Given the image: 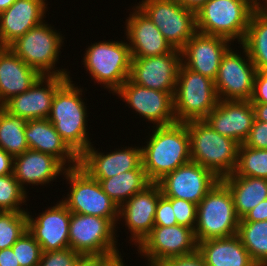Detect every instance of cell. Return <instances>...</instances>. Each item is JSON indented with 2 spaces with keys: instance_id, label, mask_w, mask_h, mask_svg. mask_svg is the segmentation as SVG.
Returning a JSON list of instances; mask_svg holds the SVG:
<instances>
[{
  "instance_id": "47",
  "label": "cell",
  "mask_w": 267,
  "mask_h": 266,
  "mask_svg": "<svg viewBox=\"0 0 267 266\" xmlns=\"http://www.w3.org/2000/svg\"><path fill=\"white\" fill-rule=\"evenodd\" d=\"M0 266H20L12 247L0 250Z\"/></svg>"
},
{
  "instance_id": "37",
  "label": "cell",
  "mask_w": 267,
  "mask_h": 266,
  "mask_svg": "<svg viewBox=\"0 0 267 266\" xmlns=\"http://www.w3.org/2000/svg\"><path fill=\"white\" fill-rule=\"evenodd\" d=\"M20 266H38L42 249L34 237L26 231L12 246Z\"/></svg>"
},
{
  "instance_id": "29",
  "label": "cell",
  "mask_w": 267,
  "mask_h": 266,
  "mask_svg": "<svg viewBox=\"0 0 267 266\" xmlns=\"http://www.w3.org/2000/svg\"><path fill=\"white\" fill-rule=\"evenodd\" d=\"M221 181L232 194L235 213L239 219H242L256 205L267 199V179L226 176Z\"/></svg>"
},
{
  "instance_id": "49",
  "label": "cell",
  "mask_w": 267,
  "mask_h": 266,
  "mask_svg": "<svg viewBox=\"0 0 267 266\" xmlns=\"http://www.w3.org/2000/svg\"><path fill=\"white\" fill-rule=\"evenodd\" d=\"M180 5L193 12H197L209 0H176Z\"/></svg>"
},
{
  "instance_id": "30",
  "label": "cell",
  "mask_w": 267,
  "mask_h": 266,
  "mask_svg": "<svg viewBox=\"0 0 267 266\" xmlns=\"http://www.w3.org/2000/svg\"><path fill=\"white\" fill-rule=\"evenodd\" d=\"M99 181L103 191L120 206L134 194L143 191L149 181L144 168H136L135 170L126 171L114 175L108 179H96Z\"/></svg>"
},
{
  "instance_id": "8",
  "label": "cell",
  "mask_w": 267,
  "mask_h": 266,
  "mask_svg": "<svg viewBox=\"0 0 267 266\" xmlns=\"http://www.w3.org/2000/svg\"><path fill=\"white\" fill-rule=\"evenodd\" d=\"M44 22L31 28L14 41L9 48L41 75L69 76V72L65 68L59 70L54 68L63 45V36Z\"/></svg>"
},
{
  "instance_id": "1",
  "label": "cell",
  "mask_w": 267,
  "mask_h": 266,
  "mask_svg": "<svg viewBox=\"0 0 267 266\" xmlns=\"http://www.w3.org/2000/svg\"><path fill=\"white\" fill-rule=\"evenodd\" d=\"M154 127L146 146L141 148L142 166L151 183H157L191 161L190 137L185 123Z\"/></svg>"
},
{
  "instance_id": "21",
  "label": "cell",
  "mask_w": 267,
  "mask_h": 266,
  "mask_svg": "<svg viewBox=\"0 0 267 266\" xmlns=\"http://www.w3.org/2000/svg\"><path fill=\"white\" fill-rule=\"evenodd\" d=\"M203 120L222 136L241 145L249 136L255 113L250 101L219 100Z\"/></svg>"
},
{
  "instance_id": "7",
  "label": "cell",
  "mask_w": 267,
  "mask_h": 266,
  "mask_svg": "<svg viewBox=\"0 0 267 266\" xmlns=\"http://www.w3.org/2000/svg\"><path fill=\"white\" fill-rule=\"evenodd\" d=\"M86 49L83 58L85 69L95 82L115 93L130 76L132 56L129 44L100 41Z\"/></svg>"
},
{
  "instance_id": "15",
  "label": "cell",
  "mask_w": 267,
  "mask_h": 266,
  "mask_svg": "<svg viewBox=\"0 0 267 266\" xmlns=\"http://www.w3.org/2000/svg\"><path fill=\"white\" fill-rule=\"evenodd\" d=\"M182 64L180 50L161 56L132 58L129 79L142 87L174 94Z\"/></svg>"
},
{
  "instance_id": "17",
  "label": "cell",
  "mask_w": 267,
  "mask_h": 266,
  "mask_svg": "<svg viewBox=\"0 0 267 266\" xmlns=\"http://www.w3.org/2000/svg\"><path fill=\"white\" fill-rule=\"evenodd\" d=\"M69 78L70 76L41 75L28 90L10 98L1 107L11 115L26 120L48 118L55 92Z\"/></svg>"
},
{
  "instance_id": "45",
  "label": "cell",
  "mask_w": 267,
  "mask_h": 266,
  "mask_svg": "<svg viewBox=\"0 0 267 266\" xmlns=\"http://www.w3.org/2000/svg\"><path fill=\"white\" fill-rule=\"evenodd\" d=\"M243 219L245 221L253 222L267 220V199L256 205L243 217Z\"/></svg>"
},
{
  "instance_id": "48",
  "label": "cell",
  "mask_w": 267,
  "mask_h": 266,
  "mask_svg": "<svg viewBox=\"0 0 267 266\" xmlns=\"http://www.w3.org/2000/svg\"><path fill=\"white\" fill-rule=\"evenodd\" d=\"M255 113V120L267 123V103H251Z\"/></svg>"
},
{
  "instance_id": "9",
  "label": "cell",
  "mask_w": 267,
  "mask_h": 266,
  "mask_svg": "<svg viewBox=\"0 0 267 266\" xmlns=\"http://www.w3.org/2000/svg\"><path fill=\"white\" fill-rule=\"evenodd\" d=\"M63 175L69 181L71 189L67 198L61 202L70 212L119 219V206L103 191L99 181L79 165L67 168Z\"/></svg>"
},
{
  "instance_id": "6",
  "label": "cell",
  "mask_w": 267,
  "mask_h": 266,
  "mask_svg": "<svg viewBox=\"0 0 267 266\" xmlns=\"http://www.w3.org/2000/svg\"><path fill=\"white\" fill-rule=\"evenodd\" d=\"M214 81L180 65L173 94L177 122L203 120L218 104Z\"/></svg>"
},
{
  "instance_id": "50",
  "label": "cell",
  "mask_w": 267,
  "mask_h": 266,
  "mask_svg": "<svg viewBox=\"0 0 267 266\" xmlns=\"http://www.w3.org/2000/svg\"><path fill=\"white\" fill-rule=\"evenodd\" d=\"M262 1H265L263 2L265 5H263L260 0H252L253 11L267 15V0Z\"/></svg>"
},
{
  "instance_id": "42",
  "label": "cell",
  "mask_w": 267,
  "mask_h": 266,
  "mask_svg": "<svg viewBox=\"0 0 267 266\" xmlns=\"http://www.w3.org/2000/svg\"><path fill=\"white\" fill-rule=\"evenodd\" d=\"M250 102L267 103V71L256 72Z\"/></svg>"
},
{
  "instance_id": "5",
  "label": "cell",
  "mask_w": 267,
  "mask_h": 266,
  "mask_svg": "<svg viewBox=\"0 0 267 266\" xmlns=\"http://www.w3.org/2000/svg\"><path fill=\"white\" fill-rule=\"evenodd\" d=\"M239 218L228 187L219 180L197 205V242L237 235Z\"/></svg>"
},
{
  "instance_id": "32",
  "label": "cell",
  "mask_w": 267,
  "mask_h": 266,
  "mask_svg": "<svg viewBox=\"0 0 267 266\" xmlns=\"http://www.w3.org/2000/svg\"><path fill=\"white\" fill-rule=\"evenodd\" d=\"M26 122V119L11 115L0 106V149L13 158L29 149L25 137Z\"/></svg>"
},
{
  "instance_id": "13",
  "label": "cell",
  "mask_w": 267,
  "mask_h": 266,
  "mask_svg": "<svg viewBox=\"0 0 267 266\" xmlns=\"http://www.w3.org/2000/svg\"><path fill=\"white\" fill-rule=\"evenodd\" d=\"M242 49L246 59L231 47L222 57L214 81L219 100L250 101L257 70L246 49L243 46Z\"/></svg>"
},
{
  "instance_id": "3",
  "label": "cell",
  "mask_w": 267,
  "mask_h": 266,
  "mask_svg": "<svg viewBox=\"0 0 267 266\" xmlns=\"http://www.w3.org/2000/svg\"><path fill=\"white\" fill-rule=\"evenodd\" d=\"M69 78L56 92L52 100L48 120L67 146L79 157L90 145L87 135V107L82 100V88Z\"/></svg>"
},
{
  "instance_id": "26",
  "label": "cell",
  "mask_w": 267,
  "mask_h": 266,
  "mask_svg": "<svg viewBox=\"0 0 267 266\" xmlns=\"http://www.w3.org/2000/svg\"><path fill=\"white\" fill-rule=\"evenodd\" d=\"M66 170L67 167L54 156L35 150L28 149L14 157L13 174L25 191L23 185L48 184Z\"/></svg>"
},
{
  "instance_id": "14",
  "label": "cell",
  "mask_w": 267,
  "mask_h": 266,
  "mask_svg": "<svg viewBox=\"0 0 267 266\" xmlns=\"http://www.w3.org/2000/svg\"><path fill=\"white\" fill-rule=\"evenodd\" d=\"M207 168L189 161L157 182L167 198H179L197 204L219 181Z\"/></svg>"
},
{
  "instance_id": "34",
  "label": "cell",
  "mask_w": 267,
  "mask_h": 266,
  "mask_svg": "<svg viewBox=\"0 0 267 266\" xmlns=\"http://www.w3.org/2000/svg\"><path fill=\"white\" fill-rule=\"evenodd\" d=\"M229 176H245L267 179V149L239 145L237 166Z\"/></svg>"
},
{
  "instance_id": "35",
  "label": "cell",
  "mask_w": 267,
  "mask_h": 266,
  "mask_svg": "<svg viewBox=\"0 0 267 266\" xmlns=\"http://www.w3.org/2000/svg\"><path fill=\"white\" fill-rule=\"evenodd\" d=\"M27 231V212L0 211V250L11 248Z\"/></svg>"
},
{
  "instance_id": "25",
  "label": "cell",
  "mask_w": 267,
  "mask_h": 266,
  "mask_svg": "<svg viewBox=\"0 0 267 266\" xmlns=\"http://www.w3.org/2000/svg\"><path fill=\"white\" fill-rule=\"evenodd\" d=\"M25 137L29 149L52 155L64 166L68 165L67 168L79 165V157L61 139L48 118L27 120Z\"/></svg>"
},
{
  "instance_id": "19",
  "label": "cell",
  "mask_w": 267,
  "mask_h": 266,
  "mask_svg": "<svg viewBox=\"0 0 267 266\" xmlns=\"http://www.w3.org/2000/svg\"><path fill=\"white\" fill-rule=\"evenodd\" d=\"M39 217L27 212V231L41 246L42 252L70 248L69 224L71 212L61 202L49 207Z\"/></svg>"
},
{
  "instance_id": "20",
  "label": "cell",
  "mask_w": 267,
  "mask_h": 266,
  "mask_svg": "<svg viewBox=\"0 0 267 266\" xmlns=\"http://www.w3.org/2000/svg\"><path fill=\"white\" fill-rule=\"evenodd\" d=\"M161 196L159 185L151 183L119 206L118 218L125 220V225L131 232L130 240L136 246L153 229L156 206Z\"/></svg>"
},
{
  "instance_id": "40",
  "label": "cell",
  "mask_w": 267,
  "mask_h": 266,
  "mask_svg": "<svg viewBox=\"0 0 267 266\" xmlns=\"http://www.w3.org/2000/svg\"><path fill=\"white\" fill-rule=\"evenodd\" d=\"M177 224V219L172 208V198H167L162 195L156 206L154 226H174Z\"/></svg>"
},
{
  "instance_id": "28",
  "label": "cell",
  "mask_w": 267,
  "mask_h": 266,
  "mask_svg": "<svg viewBox=\"0 0 267 266\" xmlns=\"http://www.w3.org/2000/svg\"><path fill=\"white\" fill-rule=\"evenodd\" d=\"M197 251L206 266H258L238 235L198 242Z\"/></svg>"
},
{
  "instance_id": "27",
  "label": "cell",
  "mask_w": 267,
  "mask_h": 266,
  "mask_svg": "<svg viewBox=\"0 0 267 266\" xmlns=\"http://www.w3.org/2000/svg\"><path fill=\"white\" fill-rule=\"evenodd\" d=\"M41 76L9 47H0V106L10 98L24 93Z\"/></svg>"
},
{
  "instance_id": "52",
  "label": "cell",
  "mask_w": 267,
  "mask_h": 266,
  "mask_svg": "<svg viewBox=\"0 0 267 266\" xmlns=\"http://www.w3.org/2000/svg\"><path fill=\"white\" fill-rule=\"evenodd\" d=\"M111 266H125L122 258L119 257Z\"/></svg>"
},
{
  "instance_id": "38",
  "label": "cell",
  "mask_w": 267,
  "mask_h": 266,
  "mask_svg": "<svg viewBox=\"0 0 267 266\" xmlns=\"http://www.w3.org/2000/svg\"><path fill=\"white\" fill-rule=\"evenodd\" d=\"M82 256L71 248L42 252L38 266H76Z\"/></svg>"
},
{
  "instance_id": "10",
  "label": "cell",
  "mask_w": 267,
  "mask_h": 266,
  "mask_svg": "<svg viewBox=\"0 0 267 266\" xmlns=\"http://www.w3.org/2000/svg\"><path fill=\"white\" fill-rule=\"evenodd\" d=\"M117 221L119 219L71 212L70 248L83 256L119 254L115 237Z\"/></svg>"
},
{
  "instance_id": "33",
  "label": "cell",
  "mask_w": 267,
  "mask_h": 266,
  "mask_svg": "<svg viewBox=\"0 0 267 266\" xmlns=\"http://www.w3.org/2000/svg\"><path fill=\"white\" fill-rule=\"evenodd\" d=\"M243 246L258 266H267V220H239L238 233Z\"/></svg>"
},
{
  "instance_id": "24",
  "label": "cell",
  "mask_w": 267,
  "mask_h": 266,
  "mask_svg": "<svg viewBox=\"0 0 267 266\" xmlns=\"http://www.w3.org/2000/svg\"><path fill=\"white\" fill-rule=\"evenodd\" d=\"M45 0H16L0 13V47H9L31 28L41 24L47 9Z\"/></svg>"
},
{
  "instance_id": "43",
  "label": "cell",
  "mask_w": 267,
  "mask_h": 266,
  "mask_svg": "<svg viewBox=\"0 0 267 266\" xmlns=\"http://www.w3.org/2000/svg\"><path fill=\"white\" fill-rule=\"evenodd\" d=\"M156 266H206L198 251L192 254L179 257H172L164 260Z\"/></svg>"
},
{
  "instance_id": "39",
  "label": "cell",
  "mask_w": 267,
  "mask_h": 266,
  "mask_svg": "<svg viewBox=\"0 0 267 266\" xmlns=\"http://www.w3.org/2000/svg\"><path fill=\"white\" fill-rule=\"evenodd\" d=\"M172 208L178 225L191 229L195 228L197 221V204L179 198H172Z\"/></svg>"
},
{
  "instance_id": "22",
  "label": "cell",
  "mask_w": 267,
  "mask_h": 266,
  "mask_svg": "<svg viewBox=\"0 0 267 266\" xmlns=\"http://www.w3.org/2000/svg\"><path fill=\"white\" fill-rule=\"evenodd\" d=\"M90 145L80 156L79 166L94 179H108L114 175L143 168L141 147H125L108 154L99 153Z\"/></svg>"
},
{
  "instance_id": "31",
  "label": "cell",
  "mask_w": 267,
  "mask_h": 266,
  "mask_svg": "<svg viewBox=\"0 0 267 266\" xmlns=\"http://www.w3.org/2000/svg\"><path fill=\"white\" fill-rule=\"evenodd\" d=\"M241 45L257 71H267V15L253 11Z\"/></svg>"
},
{
  "instance_id": "2",
  "label": "cell",
  "mask_w": 267,
  "mask_h": 266,
  "mask_svg": "<svg viewBox=\"0 0 267 266\" xmlns=\"http://www.w3.org/2000/svg\"><path fill=\"white\" fill-rule=\"evenodd\" d=\"M190 137L191 161L207 168L220 180L237 166L239 144L222 136L204 120L184 122Z\"/></svg>"
},
{
  "instance_id": "18",
  "label": "cell",
  "mask_w": 267,
  "mask_h": 266,
  "mask_svg": "<svg viewBox=\"0 0 267 266\" xmlns=\"http://www.w3.org/2000/svg\"><path fill=\"white\" fill-rule=\"evenodd\" d=\"M229 44L231 41L225 38L197 31L181 50L182 64L215 81L222 57L230 48Z\"/></svg>"
},
{
  "instance_id": "51",
  "label": "cell",
  "mask_w": 267,
  "mask_h": 266,
  "mask_svg": "<svg viewBox=\"0 0 267 266\" xmlns=\"http://www.w3.org/2000/svg\"><path fill=\"white\" fill-rule=\"evenodd\" d=\"M16 0H0V13L8 9Z\"/></svg>"
},
{
  "instance_id": "4",
  "label": "cell",
  "mask_w": 267,
  "mask_h": 266,
  "mask_svg": "<svg viewBox=\"0 0 267 266\" xmlns=\"http://www.w3.org/2000/svg\"><path fill=\"white\" fill-rule=\"evenodd\" d=\"M252 12V0H209L195 12L196 29L241 44Z\"/></svg>"
},
{
  "instance_id": "11",
  "label": "cell",
  "mask_w": 267,
  "mask_h": 266,
  "mask_svg": "<svg viewBox=\"0 0 267 266\" xmlns=\"http://www.w3.org/2000/svg\"><path fill=\"white\" fill-rule=\"evenodd\" d=\"M139 3L137 7L160 30L173 49L181 51L197 32L195 12L176 0H142Z\"/></svg>"
},
{
  "instance_id": "46",
  "label": "cell",
  "mask_w": 267,
  "mask_h": 266,
  "mask_svg": "<svg viewBox=\"0 0 267 266\" xmlns=\"http://www.w3.org/2000/svg\"><path fill=\"white\" fill-rule=\"evenodd\" d=\"M14 158L0 149V176L13 173Z\"/></svg>"
},
{
  "instance_id": "41",
  "label": "cell",
  "mask_w": 267,
  "mask_h": 266,
  "mask_svg": "<svg viewBox=\"0 0 267 266\" xmlns=\"http://www.w3.org/2000/svg\"><path fill=\"white\" fill-rule=\"evenodd\" d=\"M243 144L251 148L267 149V123L255 120Z\"/></svg>"
},
{
  "instance_id": "44",
  "label": "cell",
  "mask_w": 267,
  "mask_h": 266,
  "mask_svg": "<svg viewBox=\"0 0 267 266\" xmlns=\"http://www.w3.org/2000/svg\"><path fill=\"white\" fill-rule=\"evenodd\" d=\"M121 255H86L82 256L76 266H111Z\"/></svg>"
},
{
  "instance_id": "23",
  "label": "cell",
  "mask_w": 267,
  "mask_h": 266,
  "mask_svg": "<svg viewBox=\"0 0 267 266\" xmlns=\"http://www.w3.org/2000/svg\"><path fill=\"white\" fill-rule=\"evenodd\" d=\"M132 14L126 20V38L132 58L161 56L170 53L173 48L160 30L135 5Z\"/></svg>"
},
{
  "instance_id": "36",
  "label": "cell",
  "mask_w": 267,
  "mask_h": 266,
  "mask_svg": "<svg viewBox=\"0 0 267 266\" xmlns=\"http://www.w3.org/2000/svg\"><path fill=\"white\" fill-rule=\"evenodd\" d=\"M26 194L13 173L0 176V211L26 212L20 208L26 202Z\"/></svg>"
},
{
  "instance_id": "12",
  "label": "cell",
  "mask_w": 267,
  "mask_h": 266,
  "mask_svg": "<svg viewBox=\"0 0 267 266\" xmlns=\"http://www.w3.org/2000/svg\"><path fill=\"white\" fill-rule=\"evenodd\" d=\"M197 247L194 229L177 224L154 226L137 251L148 259V266H156L166 259L192 254Z\"/></svg>"
},
{
  "instance_id": "16",
  "label": "cell",
  "mask_w": 267,
  "mask_h": 266,
  "mask_svg": "<svg viewBox=\"0 0 267 266\" xmlns=\"http://www.w3.org/2000/svg\"><path fill=\"white\" fill-rule=\"evenodd\" d=\"M136 113L158 126L176 123L173 94L142 87L129 78L115 92Z\"/></svg>"
}]
</instances>
